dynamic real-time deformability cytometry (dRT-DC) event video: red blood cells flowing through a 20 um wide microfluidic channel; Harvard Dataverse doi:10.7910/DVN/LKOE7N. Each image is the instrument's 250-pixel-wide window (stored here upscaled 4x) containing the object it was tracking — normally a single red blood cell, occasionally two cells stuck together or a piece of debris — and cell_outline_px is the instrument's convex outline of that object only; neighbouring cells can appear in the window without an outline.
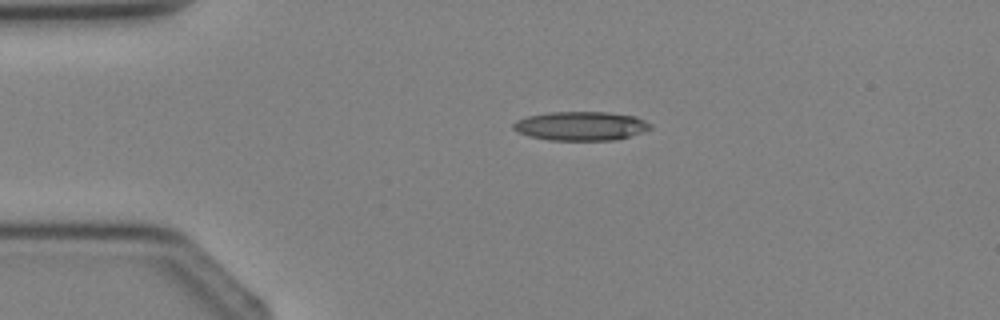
{"species": "Egyptian fruit bat (a non-hibernating species)", "species_latin": "Rousettus aegyptiacus", "temperature_condition": "cold", "stored_images_in_passage": 4, "camera_frame_rate_fps": 3000, "um_per_image_px": 0.085, "animal": {"sex": "female"}, "frame": {"image": 1, "passage_image": 4, "time_ms": 3.667, "image_size_px": [1000, 320], "cell_outline_px": [[652, 128], [644, 132], [616, 140], [548, 140], [528, 136], [512, 128], [512, 124], [516, 120], [528, 116], [548, 112], [608, 112], [636, 116], [652, 124]], "centroid_in_image_um": [49.4, 10.71], "position_along_channel_um": 35.6, "area_um2": 23.29}}